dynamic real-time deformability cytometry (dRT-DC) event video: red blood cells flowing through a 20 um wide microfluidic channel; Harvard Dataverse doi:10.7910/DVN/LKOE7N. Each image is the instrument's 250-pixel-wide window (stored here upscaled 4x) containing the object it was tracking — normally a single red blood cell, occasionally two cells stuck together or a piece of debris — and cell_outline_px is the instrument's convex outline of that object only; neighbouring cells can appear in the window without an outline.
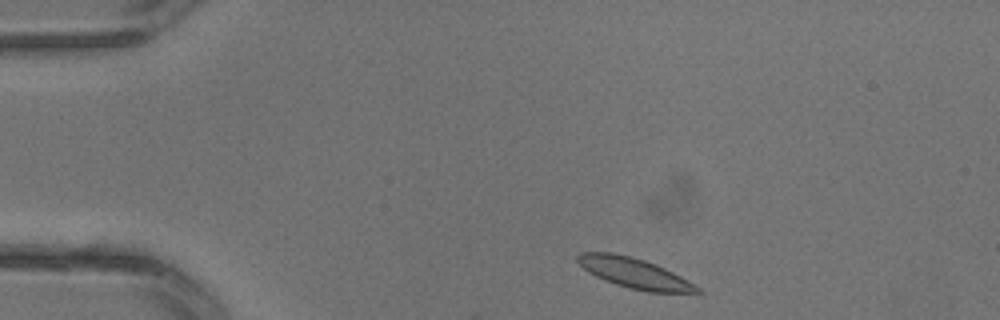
{"species": "common noctule bat (a hibernating species)", "species_latin": "Nyctalus noctula", "temperature_condition": "warm", "stored_images_in_passage": 2, "camera_frame_rate_fps": 3000, "um_per_image_px": 0.085, "animal": {"sex": "male", "body_mass_g": 13.3}, "frame": {"image": 1, "passage_image": 1, "time_ms": 0.0, "image_size_px": [1000, 320], "cell_outline_px": [[704, 292], [648, 292], [628, 288], [604, 280], [588, 272], [576, 260], [576, 256], [580, 252], [612, 252], [644, 260], [656, 264], [680, 276], [700, 288]], "centroid_in_image_um": [53.88, 23.21], "position_along_channel_um": 31.1, "area_um2": 20.81}}